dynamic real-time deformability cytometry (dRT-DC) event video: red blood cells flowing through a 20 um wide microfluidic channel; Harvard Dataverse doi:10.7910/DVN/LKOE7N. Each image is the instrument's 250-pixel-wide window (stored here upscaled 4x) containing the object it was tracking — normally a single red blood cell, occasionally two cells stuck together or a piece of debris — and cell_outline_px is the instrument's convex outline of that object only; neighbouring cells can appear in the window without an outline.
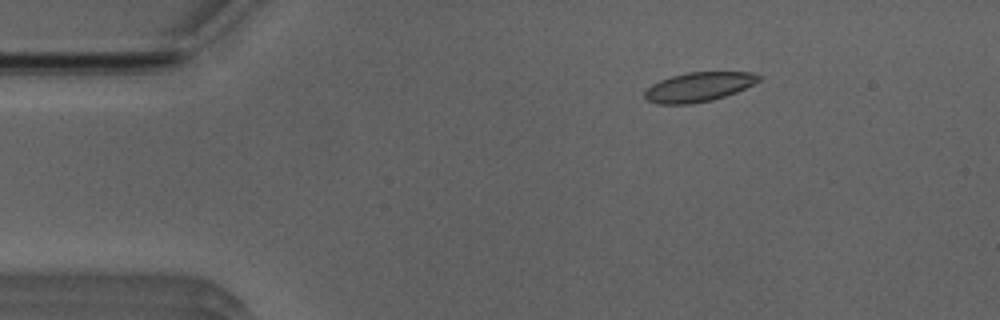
{"species": "Egyptian fruit bat (a non-hibernating species)", "species_latin": "Rousettus aegyptiacus", "temperature_condition": "room temperature", "stored_images_in_passage": 52, "camera_frame_rate_fps": 3000, "um_per_image_px": 0.085, "animal": {"sex": "male"}, "frame": {"image": 1, "passage_image": 8, "time_ms": 2.333, "image_size_px": [1000, 320], "cell_outline_px": [[760, 80], [736, 92], [712, 100], [688, 104], [660, 104], [648, 100], [644, 96], [644, 92], [652, 84], [660, 80], [672, 76], [688, 72], [752, 72], [760, 76]], "centroid_in_image_um": [59.37, 7.39], "position_along_channel_um": 25.6, "area_um2": 19.25}}
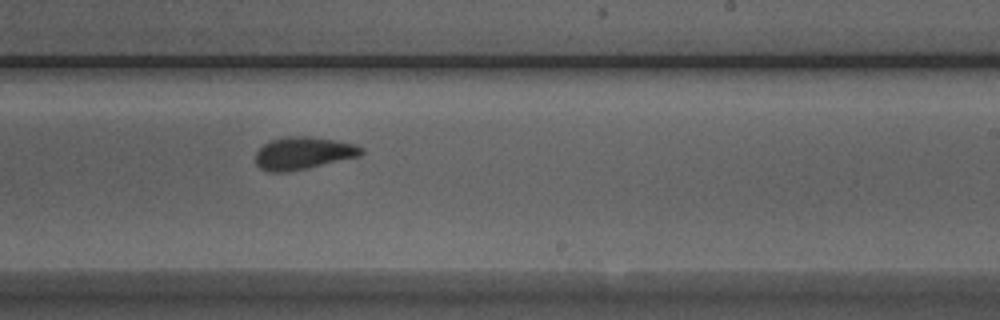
{"frame": {"image": 2, "passage_image": 31, "time_ms": 10.0, "image_size_px": [1000, 320], "cell_outline_px": [[364, 152], [360, 156], [304, 168], [284, 172], [268, 172], [260, 168], [256, 164], [256, 152], [268, 140], [288, 136], [308, 136], [356, 144], [364, 148]], "centroid_in_image_um": [25.76, 13.0], "position_along_channel_um": 263.2, "area_um2": 19.83}}
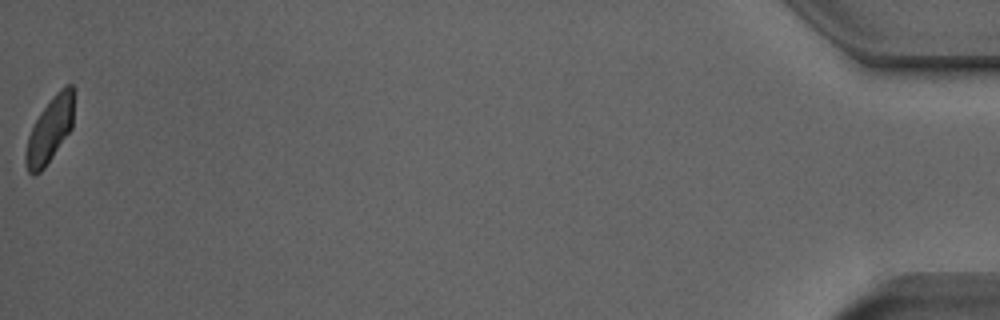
{"frame": {"image": 3, "passage_image": 52, "time_ms": 17.0, "image_size_px": [1000, 320], "cell_outline_px": [[72, 128], [44, 168], [36, 176], [32, 176], [28, 172], [24, 160], [24, 156], [28, 136], [40, 112], [56, 92], [64, 84], [72, 84]], "centroid_in_image_um": [4.19, 11.09], "position_along_channel_um": 431.0, "area_um2": 18.09}, "authors_computed_cell_mechanics": {"area_um2": 19.4497, "velocity_mm_per_s": 3.9134, "shape_relaxation_time_tau1_ms": 8.1806, "shape_relaxation_time_tau2_ms": 1.3515, "deformation_change_tau1": 0.1655, "deformation_change_tau2": 0.0514}}